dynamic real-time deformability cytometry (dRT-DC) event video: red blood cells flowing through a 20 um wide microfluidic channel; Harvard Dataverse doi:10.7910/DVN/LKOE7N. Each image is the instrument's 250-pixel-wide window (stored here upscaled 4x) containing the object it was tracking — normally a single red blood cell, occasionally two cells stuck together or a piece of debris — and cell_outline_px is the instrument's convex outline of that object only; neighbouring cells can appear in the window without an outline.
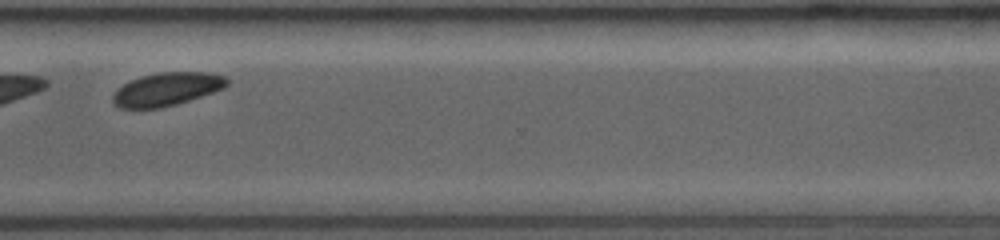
{"species": "common noctule bat (a hibernating species)", "species_latin": "Nyctalus noctula", "temperature_condition": "room temperature", "stored_images_in_passage": 20, "camera_frame_rate_fps": 3500, "um_per_image_px": 0.085, "animal": {"sex": "female", "body_mass_g": 19.0, "forearm_length_mm": 53.3}, "frame": {"image": 1, "passage_image": 17, "time_ms": 8.286, "image_size_px": [1000, 240], "cell_outline_px": [[228, 84], [224, 88], [176, 104], [160, 108], [120, 108], [112, 104], [112, 96], [124, 84], [140, 76], [160, 72], [204, 72], [224, 76], [228, 80]], "centroid_in_image_um": [14.16, 7.58], "position_along_channel_um": 356.4, "area_um2": 21.79}, "authors_computed_cell_mechanics": {"area_um2": 21.9062, "velocity_mm_per_s": 3.9485, "shape_relaxation_time_tau1_ms": 1.0904, "shape_relaxation_time_tau2_ms": 6.8631, "deformation_change_tau1": 0.0701, "deformation_change_tau2": 0.0727}}